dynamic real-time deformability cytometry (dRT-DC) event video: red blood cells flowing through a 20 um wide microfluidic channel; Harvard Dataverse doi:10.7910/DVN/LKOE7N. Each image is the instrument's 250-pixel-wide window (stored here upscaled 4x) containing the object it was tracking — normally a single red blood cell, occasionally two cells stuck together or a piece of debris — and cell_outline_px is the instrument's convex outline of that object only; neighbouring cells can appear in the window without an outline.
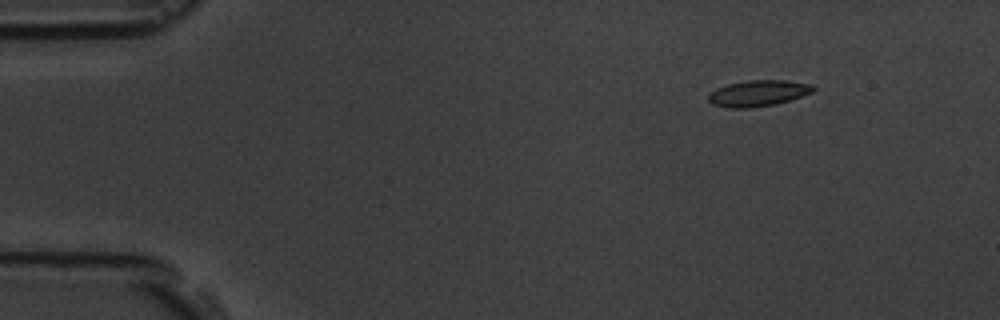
{"species": "common noctule bat (a hibernating species)", "species_latin": "Nyctalus noctula", "temperature_condition": "room temperature", "stored_images_in_passage": 4, "camera_frame_rate_fps": 3000, "um_per_image_px": 0.085, "animal": {"sex": "male", "body_mass_g": 19.5, "forearm_length_mm": 54.6}, "frame": {"image": 1, "passage_image": 1, "time_ms": 0.0, "image_size_px": [1000, 320], "cell_outline_px": [[816, 88], [812, 92], [776, 104], [748, 108], [728, 108], [712, 104], [708, 100], [708, 92], [716, 88], [728, 84], [748, 80], [788, 80], [812, 84]], "centroid_in_image_um": [64.41, 7.92], "position_along_channel_um": 20.6, "area_um2": 16.01}}
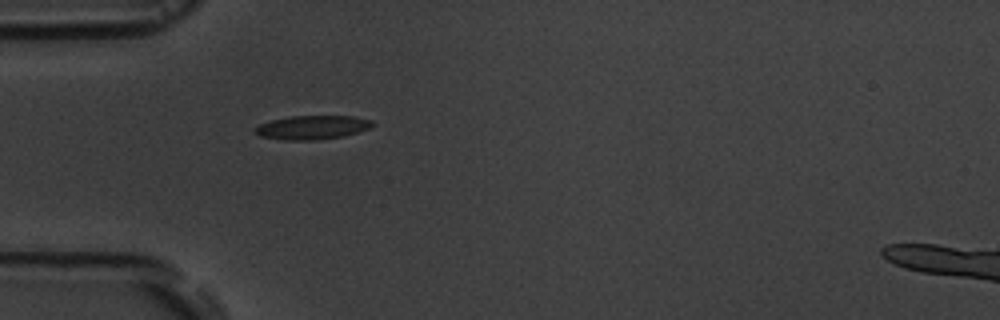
{"frame": {"image": 2, "passage_image": 4, "time_ms": 3.333, "image_size_px": [1000, 320], "cell_outline_px": [[376, 124], [368, 128], [344, 136], [316, 140], [284, 140], [260, 136], [252, 132], [252, 128], [260, 124], [272, 120], [288, 116], [352, 116], [372, 120]], "centroid_in_image_um": [26.49, 10.83], "position_along_channel_um": 58.5, "area_um2": 16.42}}